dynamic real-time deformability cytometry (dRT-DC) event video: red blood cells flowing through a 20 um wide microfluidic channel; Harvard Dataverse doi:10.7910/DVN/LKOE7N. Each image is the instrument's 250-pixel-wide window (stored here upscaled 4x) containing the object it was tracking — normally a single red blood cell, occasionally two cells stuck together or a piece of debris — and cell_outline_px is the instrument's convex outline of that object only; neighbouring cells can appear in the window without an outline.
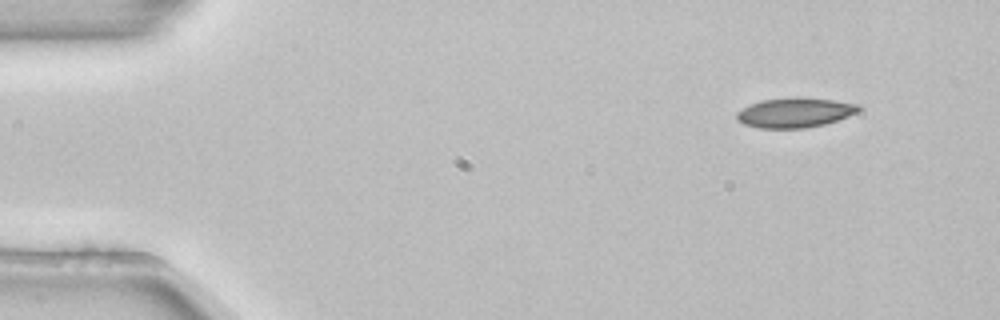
{"species": "common noctule bat (a hibernating species)", "species_latin": "Nyctalus noctula", "temperature_condition": "room temperature", "stored_images_in_passage": 4, "camera_frame_rate_fps": 3000, "um_per_image_px": 0.085, "animal": {"sex": "female", "body_mass_g": 22.7, "forearm_length_mm": 54.2}, "frame": {"image": 1, "passage_image": 1, "time_ms": 0.0, "image_size_px": [1000, 320], "cell_outline_px": [[860, 108], [856, 112], [848, 116], [824, 124], [804, 128], [760, 128], [744, 124], [736, 120], [736, 112], [748, 104], [760, 100], [796, 96], [832, 100], [860, 104]], "centroid_in_image_um": [67.51, 9.55], "position_along_channel_um": 17.5, "area_um2": 21.27}}
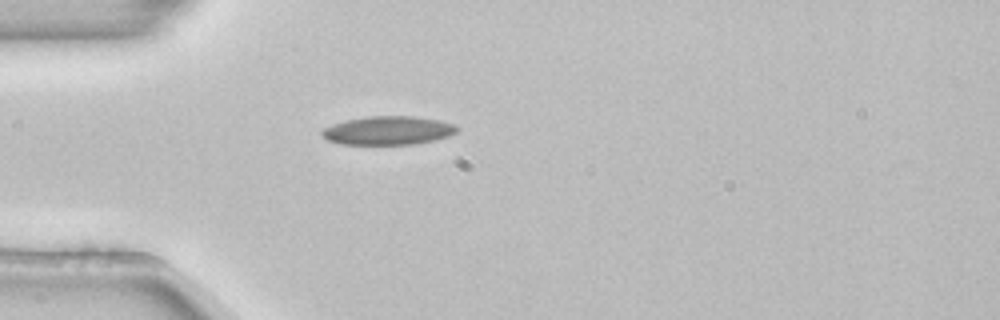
{"frame": {"image": 2, "passage_image": 4, "time_ms": 1.0, "image_size_px": [1000, 320], "cell_outline_px": [[460, 128], [456, 132], [448, 136], [436, 140], [412, 144], [344, 144], [328, 140], [320, 136], [320, 132], [324, 128], [332, 124], [364, 116], [412, 116], [436, 120], [456, 124]], "centroid_in_image_um": [32.99, 11.09], "position_along_channel_um": 52.0, "area_um2": 22.48}}